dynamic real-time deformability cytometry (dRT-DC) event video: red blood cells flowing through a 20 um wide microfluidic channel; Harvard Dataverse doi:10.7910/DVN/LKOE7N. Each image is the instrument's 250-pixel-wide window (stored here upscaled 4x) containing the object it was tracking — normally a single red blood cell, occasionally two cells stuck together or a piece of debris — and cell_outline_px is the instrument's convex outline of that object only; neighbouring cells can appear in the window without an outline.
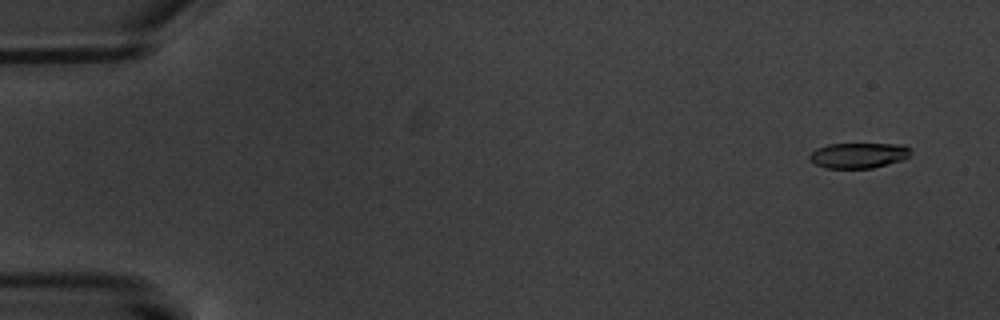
{"species": "common noctule bat (a hibernating species)", "species_latin": "Nyctalus noctula", "temperature_condition": "warm", "stored_images_in_passage": 6, "segment_of_instrument_passage": [1, 2], "camera_frame_rate_fps": 3000, "um_per_image_px": 0.085, "animal": {"sex": "male", "body_mass_g": 20.1, "forearm_length_mm": 53.5}, "frame": {"image": 1, "passage_image": 1, "time_ms": 0.0, "image_size_px": [1000, 320], "cell_outline_px": [[912, 156], [900, 160], [872, 168], [824, 168], [808, 160], [808, 156], [816, 148], [828, 144], [904, 144], [912, 148]], "centroid_in_image_um": [72.99, 13.2], "position_along_channel_um": 12.0, "area_um2": 15.14}}